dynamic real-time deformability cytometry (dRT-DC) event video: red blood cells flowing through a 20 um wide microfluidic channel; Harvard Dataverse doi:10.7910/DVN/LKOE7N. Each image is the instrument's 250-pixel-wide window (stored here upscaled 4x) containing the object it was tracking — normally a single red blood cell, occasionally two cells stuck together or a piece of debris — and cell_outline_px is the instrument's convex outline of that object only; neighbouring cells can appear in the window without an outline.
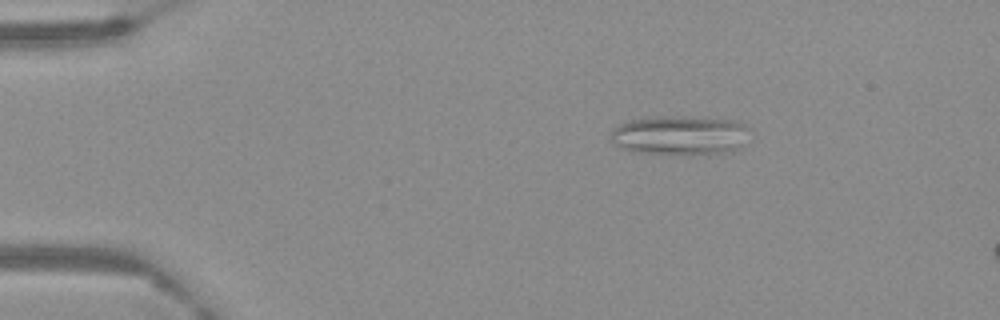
{"species": "Egyptian fruit bat (a non-hibernating species)", "species_latin": "Rousettus aegyptiacus", "temperature_condition": "warm", "stored_images_in_passage": 19, "camera_frame_rate_fps": 3000, "um_per_image_px": 0.085, "frame": {"image": 1, "passage_image": 11, "time_ms": 3.333, "image_size_px": [1000, 320], "cell_outline_px": [[752, 128], [740, 148], [732, 152], [708, 156], [636, 152], [624, 148], [616, 144], [612, 140], [612, 128], [620, 124], [632, 120], [648, 116], [708, 116], [736, 120]], "centroid_in_image_um": [57.92, 11.49], "position_along_channel_um": 27.1, "area_um2": 33.0}}